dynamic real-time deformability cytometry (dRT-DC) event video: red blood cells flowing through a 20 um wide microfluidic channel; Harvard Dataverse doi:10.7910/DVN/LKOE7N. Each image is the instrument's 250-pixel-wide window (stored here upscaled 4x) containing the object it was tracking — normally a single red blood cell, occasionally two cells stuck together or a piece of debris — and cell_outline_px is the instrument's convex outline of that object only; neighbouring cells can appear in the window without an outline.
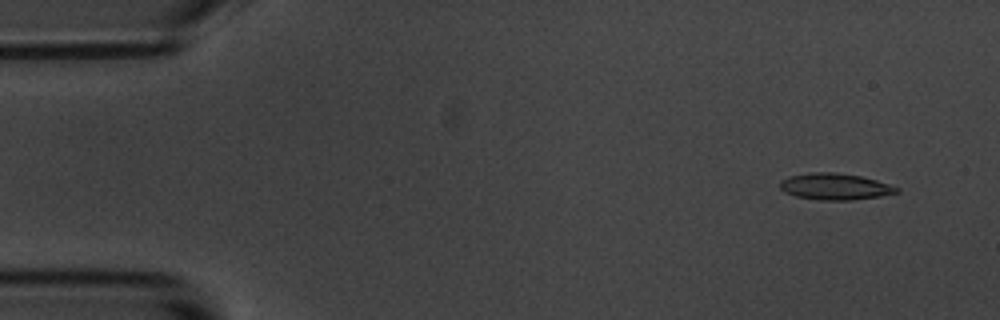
{"species": "common noctule bat (a hibernating species)", "species_latin": "Nyctalus noctula", "temperature_condition": "room temperature", "stored_images_in_passage": 4, "camera_frame_rate_fps": 3000, "um_per_image_px": 0.085, "animal": {"sex": "male", "body_mass_g": 20.1, "forearm_length_mm": 53.5}, "frame": {"image": 1, "passage_image": 1, "time_ms": 0.0, "image_size_px": [1000, 320], "cell_outline_px": [[900, 192], [880, 196], [852, 200], [820, 200], [796, 196], [784, 192], [780, 188], [780, 180], [788, 176], [808, 172], [836, 172], [860, 176], [876, 180], [900, 188]], "centroid_in_image_um": [70.95, 15.85], "position_along_channel_um": 14.0, "area_um2": 18.09}}
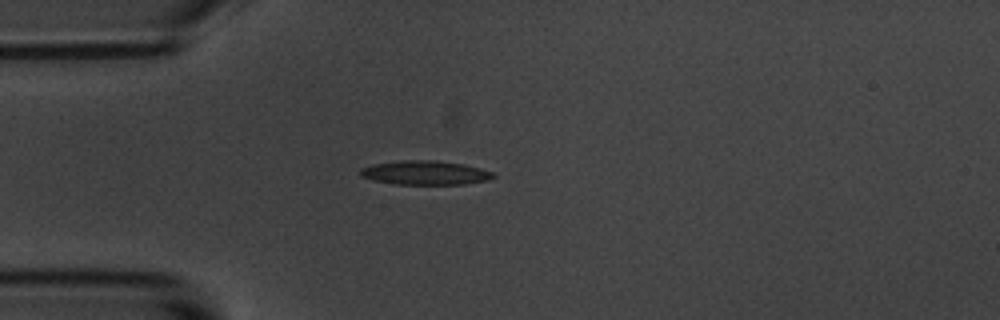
{"frame": {"image": 2, "passage_image": 4, "time_ms": 3.667, "image_size_px": [1000, 320], "cell_outline_px": [[496, 176], [488, 180], [464, 184], [396, 184], [376, 180], [360, 176], [360, 168], [372, 164], [400, 160], [436, 160], [464, 164], [480, 168], [492, 172]], "centroid_in_image_um": [36.14, 14.67], "position_along_channel_um": 48.9, "area_um2": 18.61}}